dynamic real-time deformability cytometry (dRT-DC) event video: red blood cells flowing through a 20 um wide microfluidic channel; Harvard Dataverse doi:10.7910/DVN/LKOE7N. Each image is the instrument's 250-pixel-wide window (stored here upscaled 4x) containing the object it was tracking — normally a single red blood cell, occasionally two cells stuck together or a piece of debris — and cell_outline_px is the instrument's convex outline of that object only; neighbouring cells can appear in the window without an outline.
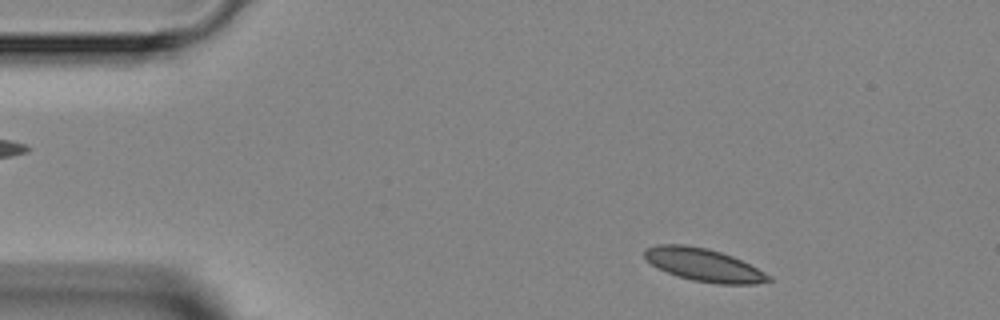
{"species": "Egyptian fruit bat (a non-hibernating species)", "species_latin": "Rousettus aegyptiacus", "temperature_condition": "room temperature", "stored_images_in_passage": 2, "camera_frame_rate_fps": 3000, "um_per_image_px": 0.085, "animal": {"sex": "female"}, "frame": {"image": 1, "passage_image": 1, "time_ms": 0.0, "image_size_px": [1000, 320], "cell_outline_px": [[772, 280], [756, 284], [716, 284], [692, 280], [676, 276], [652, 264], [644, 256], [644, 248], [656, 244], [684, 244], [708, 248], [732, 256], [772, 276]], "centroid_in_image_um": [59.81, 22.51], "position_along_channel_um": 25.2, "area_um2": 23.64}}